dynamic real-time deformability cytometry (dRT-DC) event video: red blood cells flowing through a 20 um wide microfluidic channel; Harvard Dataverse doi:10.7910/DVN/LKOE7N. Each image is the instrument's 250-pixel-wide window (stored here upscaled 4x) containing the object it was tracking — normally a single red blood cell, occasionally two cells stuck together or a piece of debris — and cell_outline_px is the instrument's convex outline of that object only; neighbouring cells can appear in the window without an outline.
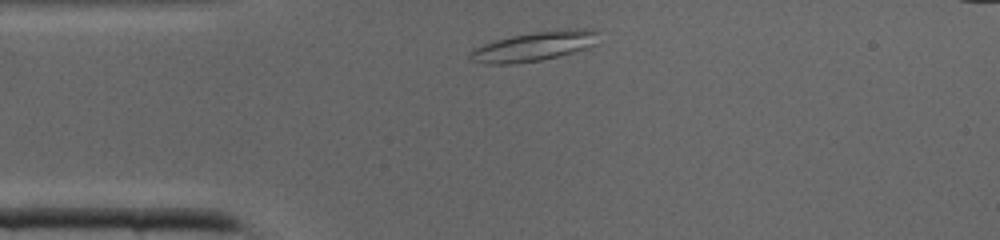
{"species": "common noctule bat (a hibernating species)", "species_latin": "Nyctalus noctula", "temperature_condition": "cold", "stored_images_in_passage": 30, "camera_frame_rate_fps": 3000, "um_per_image_px": 0.085, "animal": {"sex": "male", "body_mass_g": 19.0, "forearm_length_mm": 50.8}, "frame": {"image": 1, "passage_image": 2, "time_ms": 0.333, "image_size_px": [1000, 240], "cell_outline_px": [[600, 32], [592, 44], [588, 48], [540, 60], [516, 64], [484, 64], [472, 60], [468, 56], [468, 52], [484, 44], [496, 40], [512, 36], [536, 32], [568, 28], [592, 28]], "centroid_in_image_um": [45.4, 3.93], "position_along_channel_um": 39.6, "area_um2": 21.85}}
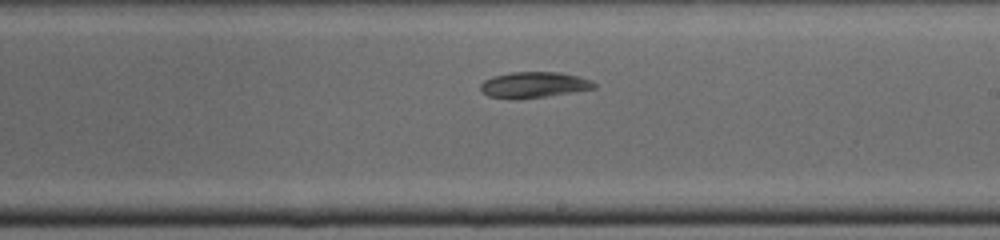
{"frame": {"image": 2, "passage_image": 16, "time_ms": 5.0, "image_size_px": [1000, 240], "cell_outline_px": [[596, 88], [544, 96], [488, 96], [480, 88], [480, 84], [484, 80], [492, 76], [512, 72], [556, 72], [576, 76], [592, 80], [596, 84]], "centroid_in_image_um": [45.41, 7.16], "position_along_channel_um": 243.6, "area_um2": 16.18}}
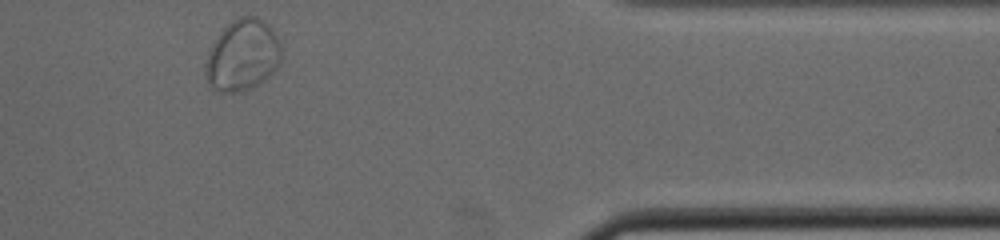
{"frame": {"image": 3, "passage_image": 27, "time_ms": 8.667, "image_size_px": [1000, 240], "cell_outline_px": [[280, 64], [264, 80], [248, 88], [236, 92], [220, 92], [212, 88], [208, 84], [204, 72], [204, 64], [208, 52], [220, 32], [232, 20], [240, 16], [256, 16], [264, 20], [268, 24], [276, 36], [280, 44]], "centroid_in_image_um": [20.58, 4.69], "position_along_channel_um": 390.8, "area_um2": 31.39}}